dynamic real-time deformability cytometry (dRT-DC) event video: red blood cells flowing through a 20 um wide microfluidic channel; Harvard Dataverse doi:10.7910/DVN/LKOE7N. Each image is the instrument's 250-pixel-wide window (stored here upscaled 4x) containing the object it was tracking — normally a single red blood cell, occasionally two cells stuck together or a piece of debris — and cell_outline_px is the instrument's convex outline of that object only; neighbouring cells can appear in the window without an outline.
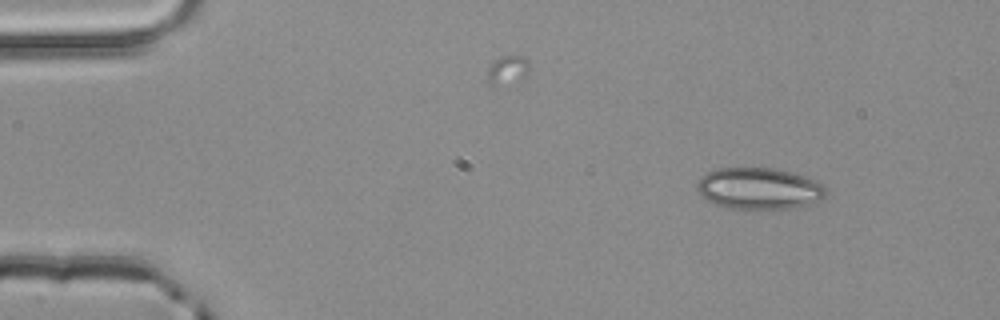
{"species": "common noctule bat (a hibernating species)", "species_latin": "Nyctalus noctula", "temperature_condition": "room temperature", "stored_images_in_passage": 4, "camera_frame_rate_fps": 3000, "um_per_image_px": 0.085, "animal": {"sex": "male", "body_mass_g": 20.4}, "frame": {"image": 1, "passage_image": 1, "time_ms": 0.0, "image_size_px": [1000, 320], "cell_outline_px": [[824, 196], [820, 200], [788, 208], [728, 208], [716, 204], [708, 200], [696, 188], [696, 184], [704, 172], [716, 168], [776, 168], [804, 176], [820, 184], [824, 188]], "centroid_in_image_um": [64.44, 16.0], "position_along_channel_um": 20.6, "area_um2": 30.58}}
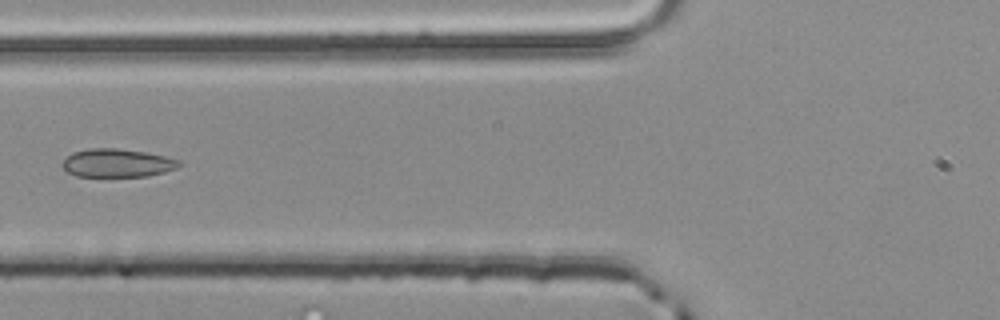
{"frame": {"image": 2, "passage_image": 4, "time_ms": 1.0, "image_size_px": [1000, 320], "cell_outline_px": [[180, 164], [176, 168], [164, 172], [148, 176], [76, 176], [68, 172], [60, 164], [72, 152], [88, 148], [116, 148], [144, 152], [164, 156], [180, 160]], "centroid_in_image_um": [9.94, 13.85], "position_along_channel_um": 115.9, "area_um2": 19.13}}